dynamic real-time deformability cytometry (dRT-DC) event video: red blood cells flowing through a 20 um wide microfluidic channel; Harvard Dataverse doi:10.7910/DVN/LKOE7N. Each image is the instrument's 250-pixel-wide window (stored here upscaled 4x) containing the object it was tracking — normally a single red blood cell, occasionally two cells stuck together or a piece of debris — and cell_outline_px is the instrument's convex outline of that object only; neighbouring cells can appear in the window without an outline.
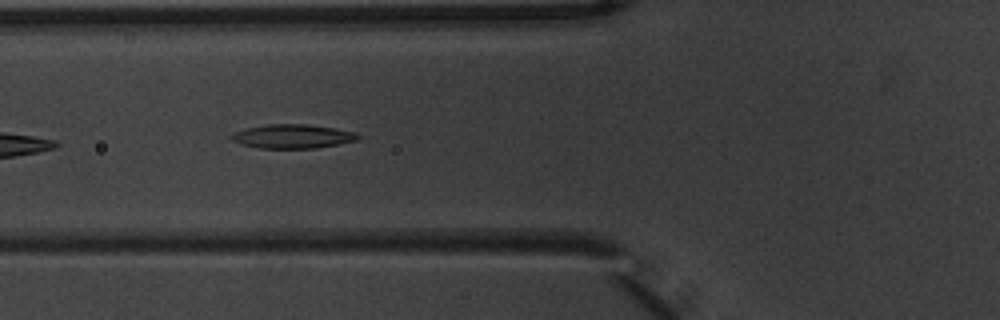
{"species": "common noctule bat (a hibernating species)", "species_latin": "Nyctalus noctula", "temperature_condition": "warm", "stored_images_in_passage": 7, "camera_frame_rate_fps": 3000, "um_per_image_px": 0.085, "animal": {"sex": "male", "body_mass_g": 20.1, "forearm_length_mm": 53.5}, "frame": {"image": 1, "passage_image": 6, "time_ms": 1.667, "image_size_px": [1000, 320], "cell_outline_px": [[360, 136], [356, 140], [316, 148], [260, 148], [240, 144], [232, 140], [228, 136], [232, 132], [244, 128], [268, 124], [304, 124], [336, 128], [356, 132]], "centroid_in_image_um": [24.8, 11.58], "position_along_channel_um": 101.0, "area_um2": 17.74}}
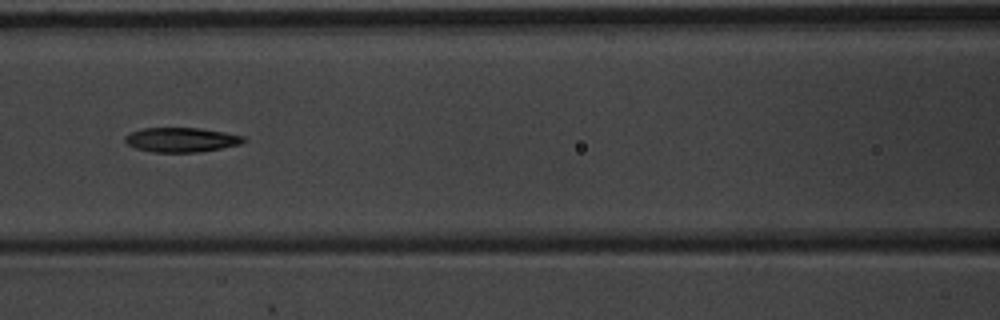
{"frame": {"image": 2, "passage_image": 7, "time_ms": 2.0, "image_size_px": [1000, 320], "cell_outline_px": [[248, 140], [240, 144], [220, 148], [196, 152], [152, 152], [136, 148], [128, 144], [124, 140], [124, 136], [132, 132], [144, 128], [200, 128], [224, 132], [244, 136]], "centroid_in_image_um": [15.42, 11.88], "position_along_channel_um": 151.2, "area_um2": 16.82}}